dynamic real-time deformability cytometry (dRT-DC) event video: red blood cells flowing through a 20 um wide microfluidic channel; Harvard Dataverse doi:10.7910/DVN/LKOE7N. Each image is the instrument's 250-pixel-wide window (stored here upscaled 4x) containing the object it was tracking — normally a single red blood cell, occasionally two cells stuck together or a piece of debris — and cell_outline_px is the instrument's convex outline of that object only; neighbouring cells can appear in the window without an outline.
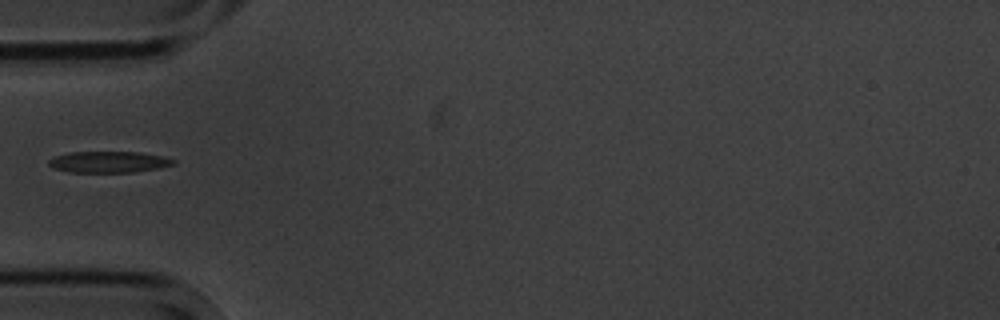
{"species": "common noctule bat (a hibernating species)", "species_latin": "Nyctalus noctula", "temperature_condition": "cold", "stored_images_in_passage": 1, "camera_frame_rate_fps": 3000, "um_per_image_px": 0.085, "animal": {"sex": "male", "body_mass_g": 20.1, "forearm_length_mm": 53.5}, "frame": {"image": 1, "passage_image": 1, "time_ms": 0.0, "image_size_px": [1000, 320], "cell_outline_px": [[176, 164], [136, 172], [68, 172], [52, 168], [48, 164], [48, 160], [56, 156], [68, 152], [140, 152], [164, 156], [176, 160]], "centroid_in_image_um": [9.24, 13.76], "position_along_channel_um": 75.8, "area_um2": 15.55}}